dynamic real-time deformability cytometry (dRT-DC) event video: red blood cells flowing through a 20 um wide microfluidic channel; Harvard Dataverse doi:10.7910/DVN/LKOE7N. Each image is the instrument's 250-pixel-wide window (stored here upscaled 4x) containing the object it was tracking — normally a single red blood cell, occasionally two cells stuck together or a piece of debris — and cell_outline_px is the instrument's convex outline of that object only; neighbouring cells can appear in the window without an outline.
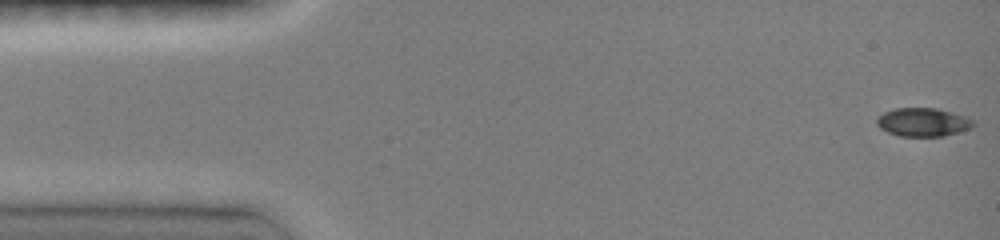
{"species": "common noctule bat (a hibernating species)", "species_latin": "Nyctalus noctula", "temperature_condition": "room temperature", "stored_images_in_passage": 11, "camera_frame_rate_fps": 3000, "um_per_image_px": 0.085, "animal": {"sex": "female", "body_mass_g": 19.0, "forearm_length_mm": 51.5}, "frame": {"image": 1, "passage_image": 1, "time_ms": 0.0, "image_size_px": [1000, 240], "cell_outline_px": [[976, 124], [972, 128], [960, 132], [944, 136], [900, 136], [888, 132], [880, 128], [876, 124], [876, 120], [884, 112], [896, 108], [936, 108], [952, 112], [964, 116], [972, 120]], "centroid_in_image_um": [78.47, 10.39], "position_along_channel_um": 6.5, "area_um2": 16.01}}
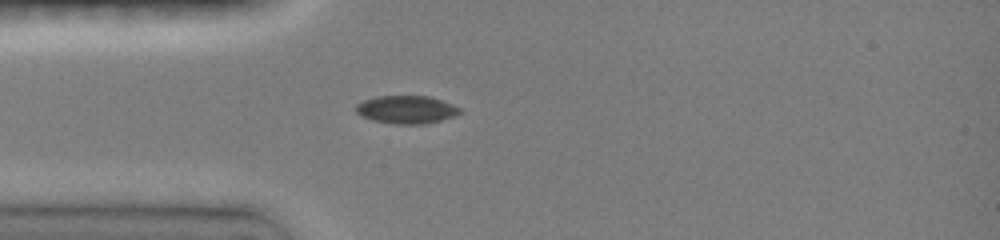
{"frame": {"image": 2, "passage_image": 7, "time_ms": 4.0, "image_size_px": [1000, 240], "cell_outline_px": [[460, 112], [452, 116], [440, 120], [424, 124], [392, 124], [372, 120], [360, 116], [356, 112], [356, 104], [364, 100], [376, 96], [428, 96], [452, 104], [460, 108]], "centroid_in_image_um": [34.49, 9.32], "position_along_channel_um": 50.5, "area_um2": 16.82}}
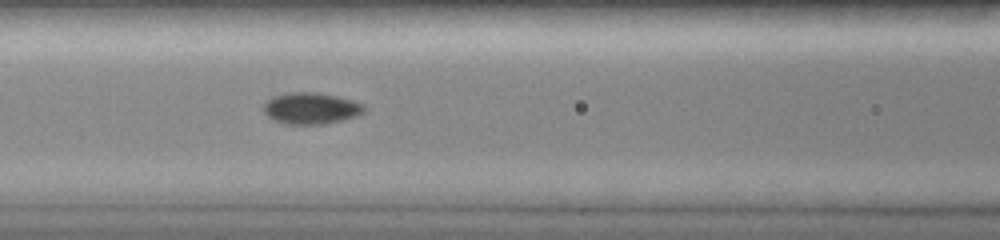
{"frame": {"image": 3, "passage_image": 11, "time_ms": 6.333, "image_size_px": [1000, 240], "cell_outline_px": [[364, 112], [356, 116], [324, 124], [284, 124], [272, 120], [264, 112], [264, 100], [272, 96], [292, 92], [312, 92], [336, 96], [352, 100], [364, 104]], "centroid_in_image_um": [26.39, 9.21], "position_along_channel_um": 140.2, "area_um2": 18.44}}